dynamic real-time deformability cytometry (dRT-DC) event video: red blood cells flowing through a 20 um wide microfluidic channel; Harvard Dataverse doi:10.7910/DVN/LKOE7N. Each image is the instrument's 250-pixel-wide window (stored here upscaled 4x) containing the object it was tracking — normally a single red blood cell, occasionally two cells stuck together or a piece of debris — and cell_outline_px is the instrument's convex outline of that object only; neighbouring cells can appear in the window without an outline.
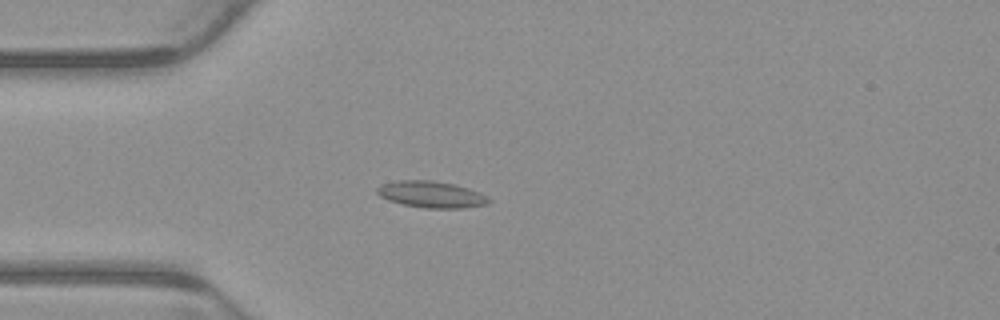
{"species": "common noctule bat (a hibernating species)", "species_latin": "Nyctalus noctula", "temperature_condition": "warm", "stored_images_in_passage": 5, "camera_frame_rate_fps": 3000, "um_per_image_px": 0.085, "animal": {"sex": "male", "body_mass_g": 23.1, "forearm_length_mm": 52.7}, "frame": {"image": 1, "passage_image": 5, "time_ms": 1.333, "image_size_px": [1000, 320], "cell_outline_px": [[492, 200], [488, 204], [464, 208], [424, 208], [404, 204], [388, 200], [380, 196], [376, 192], [376, 188], [380, 184], [396, 180], [432, 180], [452, 184], [468, 188], [480, 192], [488, 196]], "centroid_in_image_um": [36.67, 16.52], "position_along_channel_um": 48.3, "area_um2": 17.4}}